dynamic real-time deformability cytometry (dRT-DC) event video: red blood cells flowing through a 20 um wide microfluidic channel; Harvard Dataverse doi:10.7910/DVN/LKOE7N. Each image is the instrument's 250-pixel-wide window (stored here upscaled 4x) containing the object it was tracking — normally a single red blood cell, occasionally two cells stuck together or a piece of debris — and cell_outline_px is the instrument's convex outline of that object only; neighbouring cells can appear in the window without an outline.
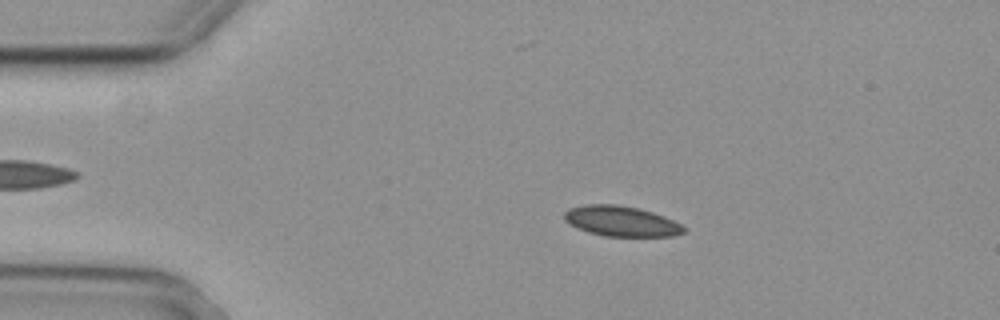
{"species": "common noctule bat (a hibernating species)", "species_latin": "Nyctalus noctula", "temperature_condition": "cold", "stored_images_in_passage": 55, "camera_frame_rate_fps": 3000, "um_per_image_px": 0.085, "animal": {"sex": "female", "body_mass_g": 29.2, "forearm_length_mm": 56.3}, "frame": {"image": 1, "passage_image": 10, "time_ms": 3.0, "image_size_px": [1000, 320], "cell_outline_px": [[688, 228], [684, 232], [672, 236], [604, 236], [588, 232], [576, 228], [564, 220], [564, 212], [568, 208], [584, 204], [616, 204], [636, 208], [652, 212], [664, 216]], "centroid_in_image_um": [52.77, 18.8], "position_along_channel_um": 32.2, "area_um2": 21.15}}
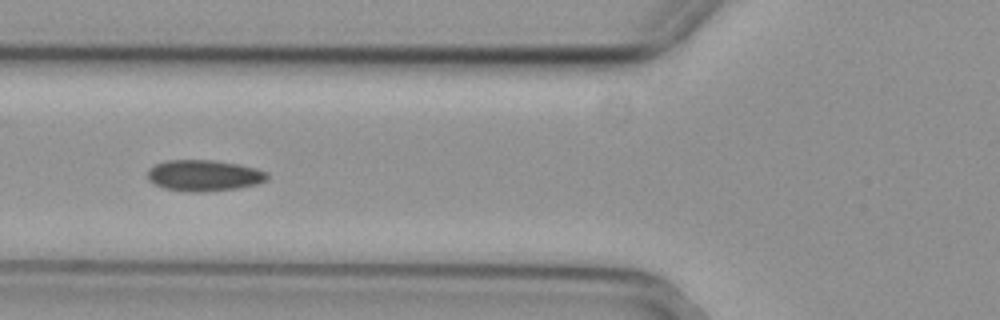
{"frame": {"image": 2, "passage_image": 20, "time_ms": 6.333, "image_size_px": [1000, 320], "cell_outline_px": [[268, 180], [256, 184], [236, 188], [200, 192], [192, 192], [164, 188], [148, 180], [148, 168], [156, 164], [168, 160], [216, 160], [240, 164], [256, 168], [268, 172]], "centroid_in_image_um": [17.36, 14.9], "position_along_channel_um": 108.4, "area_um2": 21.73}}
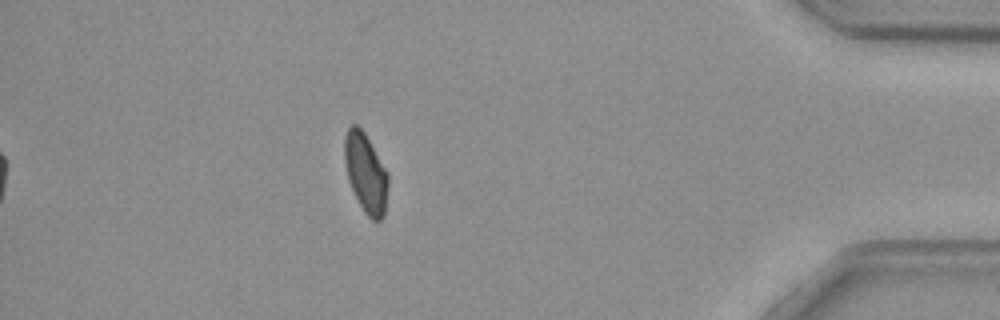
{"frame": {"image": 3, "passage_image": 48, "time_ms": 15.667, "image_size_px": [1000, 320], "cell_outline_px": [[388, 184], [384, 216], [380, 220], [372, 220], [364, 212], [348, 180], [344, 164], [344, 136], [348, 128], [352, 124], [356, 124], [364, 132], [388, 172]], "centroid_in_image_um": [31.08, 14.68], "position_along_channel_um": 404.1, "area_um2": 20.11}, "authors_computed_cell_mechanics": {"area_um2": 21.1548, "velocity_mm_per_s": 3.7, "shape_relaxation_time_tau1_ms": 10.6173, "shape_relaxation_time_tau2_ms": 4.9368, "deformation_change_tau1": 0.146, "deformation_change_tau2": 0.0791}}